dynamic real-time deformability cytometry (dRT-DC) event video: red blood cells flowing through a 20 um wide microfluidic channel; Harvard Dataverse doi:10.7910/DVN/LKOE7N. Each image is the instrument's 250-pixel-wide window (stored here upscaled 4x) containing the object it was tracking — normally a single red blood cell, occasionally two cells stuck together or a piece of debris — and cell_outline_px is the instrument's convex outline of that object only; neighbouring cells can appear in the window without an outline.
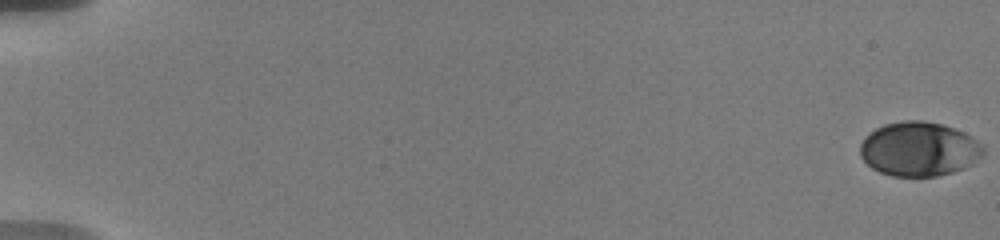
{"species": "human", "species_latin": "Homo sapiens", "temperature_condition": "warm", "stored_images_in_passage": 51, "camera_frame_rate_fps": 3000, "um_per_image_px": 0.085, "donor": {"sex": "male"}, "frame": {"image": 1, "passage_image": 1, "time_ms": 0.0, "image_size_px": [1000, 240], "cell_outline_px": [[984, 152], [980, 156], [964, 168], [952, 172], [936, 176], [892, 176], [880, 172], [872, 168], [860, 156], [860, 144], [876, 128], [884, 124], [904, 120], [924, 120], [940, 124], [952, 128], [984, 144]], "centroid_in_image_um": [78.1, 12.67], "position_along_channel_um": 6.9, "area_um2": 38.49}}
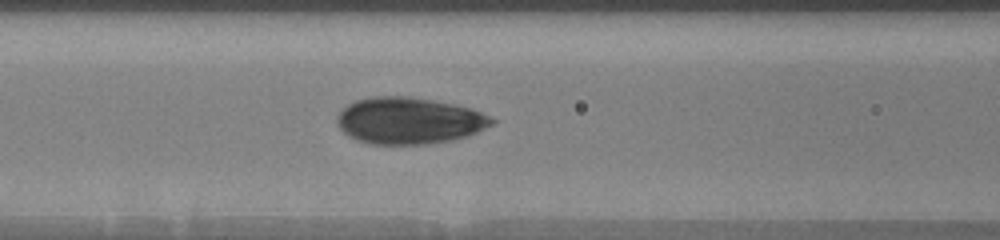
{"frame": {"image": 2, "passage_image": 41, "time_ms": 8.667, "image_size_px": [1000, 240], "cell_outline_px": [[496, 120], [492, 124], [468, 136], [452, 140], [428, 144], [368, 144], [356, 140], [348, 136], [336, 124], [336, 116], [348, 104], [356, 100], [368, 96], [404, 96], [432, 100], [452, 104], [468, 108], [480, 112]], "centroid_in_image_um": [34.71, 10.26], "position_along_channel_um": 131.9, "area_um2": 41.96}}
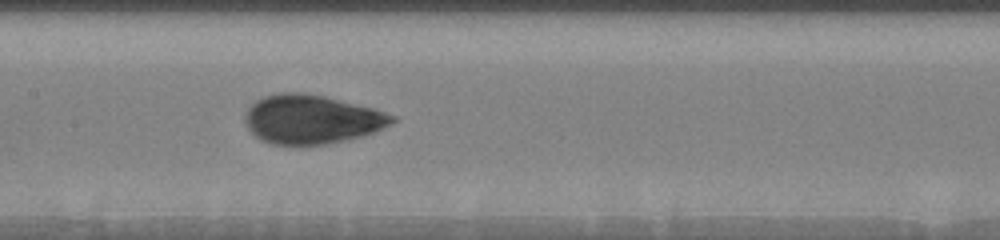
{"frame": {"image": 3, "passage_image": 50, "time_ms": 10.0, "image_size_px": [1000, 240], "cell_outline_px": [[400, 120], [376, 132], [364, 136], [348, 140], [328, 144], [272, 144], [260, 140], [248, 128], [244, 120], [244, 116], [248, 108], [256, 100], [264, 96], [280, 92], [304, 92], [324, 96], [372, 108], [396, 116]], "centroid_in_image_um": [26.52, 10.14], "position_along_channel_um": 180.9, "area_um2": 42.19}}